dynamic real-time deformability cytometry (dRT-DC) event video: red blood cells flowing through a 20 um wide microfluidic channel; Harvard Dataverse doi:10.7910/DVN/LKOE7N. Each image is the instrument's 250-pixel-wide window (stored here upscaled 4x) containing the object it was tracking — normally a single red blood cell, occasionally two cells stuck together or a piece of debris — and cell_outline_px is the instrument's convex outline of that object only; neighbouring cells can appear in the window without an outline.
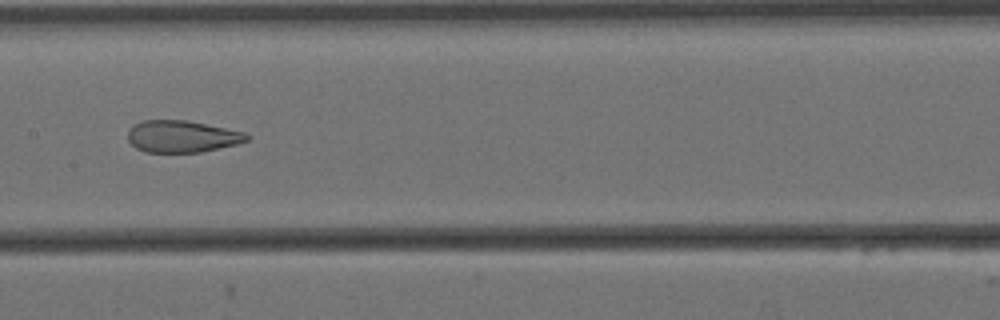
{"species": "Egyptian fruit bat (a non-hibernating species)", "species_latin": "Rousettus aegyptiacus", "temperature_condition": "cold", "stored_images_in_passage": 9, "camera_frame_rate_fps": 3000, "um_per_image_px": 0.085, "animal": {"sex": "female"}, "frame": {"image": 1, "passage_image": 8, "time_ms": 2.333, "image_size_px": [1000, 320], "cell_outline_px": [[248, 140], [236, 144], [200, 152], [144, 152], [136, 148], [128, 140], [128, 128], [132, 124], [144, 120], [184, 120], [244, 132], [248, 136]], "centroid_in_image_um": [15.4, 11.6], "position_along_channel_um": 192.0, "area_um2": 21.91}}
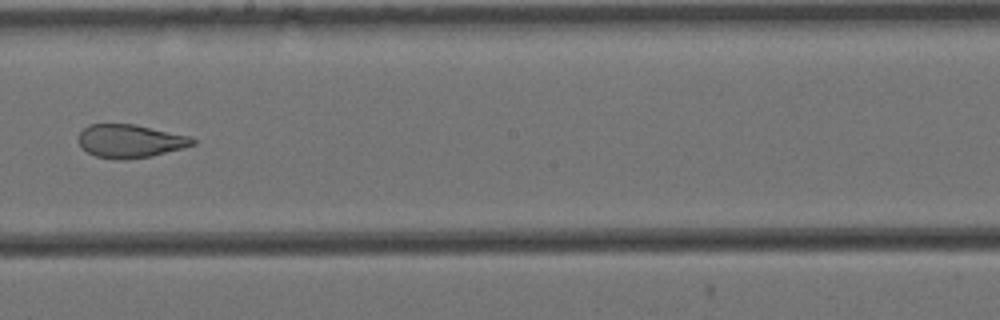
{"frame": {"image": 2, "passage_image": 9, "time_ms": 2.667, "image_size_px": [1000, 320], "cell_outline_px": [[196, 144], [184, 148], [152, 156], [120, 160], [116, 160], [96, 156], [80, 148], [76, 140], [80, 132], [88, 124], [136, 124], [192, 136], [196, 140]], "centroid_in_image_um": [11.06, 11.99], "position_along_channel_um": 237.1, "area_um2": 22.6}}